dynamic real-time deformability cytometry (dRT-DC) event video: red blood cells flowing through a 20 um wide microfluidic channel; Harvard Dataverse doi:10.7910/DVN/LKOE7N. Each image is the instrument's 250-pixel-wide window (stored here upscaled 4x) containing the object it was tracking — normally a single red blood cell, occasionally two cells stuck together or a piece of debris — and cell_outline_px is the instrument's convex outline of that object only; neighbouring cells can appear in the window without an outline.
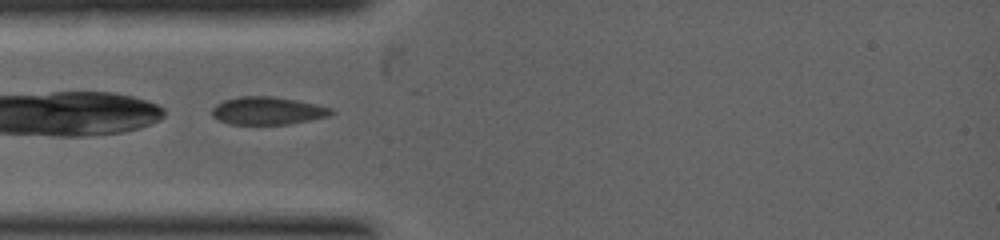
{"species": "common noctule bat (a hibernating species)", "species_latin": "Nyctalus noctula", "temperature_condition": "warm", "stored_images_in_passage": 9, "camera_frame_rate_fps": 5000, "um_per_image_px": 0.085, "animal": {"sex": "female", "body_mass_g": 19.0, "forearm_length_mm": 53.3}, "frame": {"image": 1, "passage_image": 1, "time_ms": 0.0, "image_size_px": [1000, 240], "cell_outline_px": [[336, 112], [328, 116], [288, 124], [228, 124], [212, 116], [212, 108], [216, 104], [224, 100], [240, 96], [276, 96], [300, 100], [332, 108]], "centroid_in_image_um": [22.76, 9.4], "position_along_channel_um": 62.2, "area_um2": 19.42}}
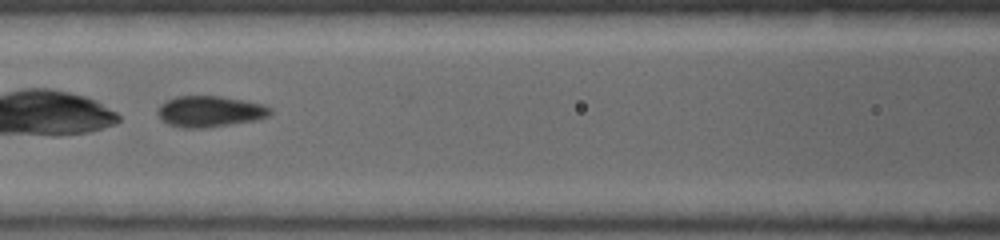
{"frame": {"image": 2, "passage_image": 5, "time_ms": 1.2, "image_size_px": [1000, 240], "cell_outline_px": [[272, 112], [268, 116], [256, 120], [204, 128], [184, 128], [168, 124], [160, 120], [156, 112], [160, 104], [176, 96], [220, 96], [244, 100], [264, 104], [272, 108]], "centroid_in_image_um": [17.83, 9.47], "position_along_channel_um": 148.8, "area_um2": 20.52}}
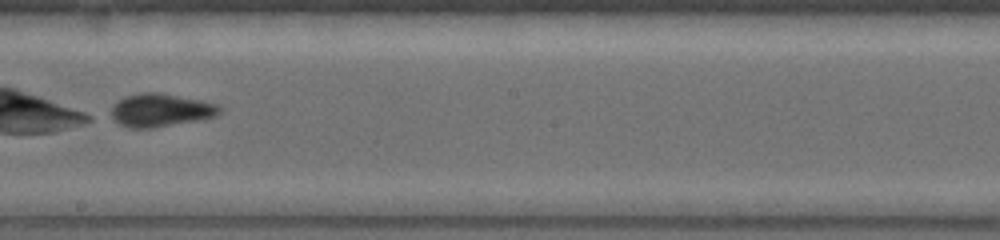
{"frame": {"image": 3, "passage_image": 9, "time_ms": 2.4, "image_size_px": [1000, 240], "cell_outline_px": [[224, 108], [216, 116], [196, 120], [152, 128], [128, 128], [120, 124], [108, 116], [112, 104], [124, 96], [140, 92], [156, 92], [200, 100], [216, 104]], "centroid_in_image_um": [13.57, 9.36], "position_along_channel_um": 234.6, "area_um2": 21.04}}